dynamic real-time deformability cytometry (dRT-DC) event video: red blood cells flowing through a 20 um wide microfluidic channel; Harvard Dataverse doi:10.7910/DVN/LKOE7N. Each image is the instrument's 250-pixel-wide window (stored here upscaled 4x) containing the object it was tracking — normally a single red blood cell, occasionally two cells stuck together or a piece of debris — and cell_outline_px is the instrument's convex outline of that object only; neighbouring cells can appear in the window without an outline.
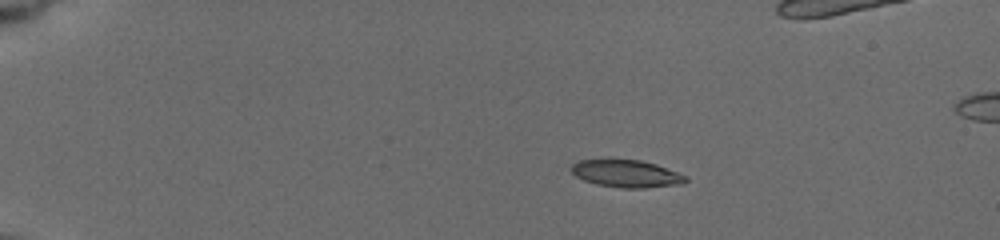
{"species": "common noctule bat (a hibernating species)", "species_latin": "Nyctalus noctula", "temperature_condition": "cold", "stored_images_in_passage": 49, "camera_frame_rate_fps": 3000, "um_per_image_px": 0.085, "animal": {"sex": "female", "body_mass_g": 19.5, "forearm_length_mm": 54.1}, "frame": {"image": 1, "passage_image": 1, "time_ms": 0.0, "image_size_px": [1000, 240], "cell_outline_px": [[688, 180], [676, 184], [644, 188], [620, 188], [596, 184], [584, 180], [576, 176], [572, 172], [572, 164], [580, 160], [608, 156], [640, 160], [656, 164], [688, 176]], "centroid_in_image_um": [53.18, 14.7], "position_along_channel_um": 31.8, "area_um2": 18.84}}
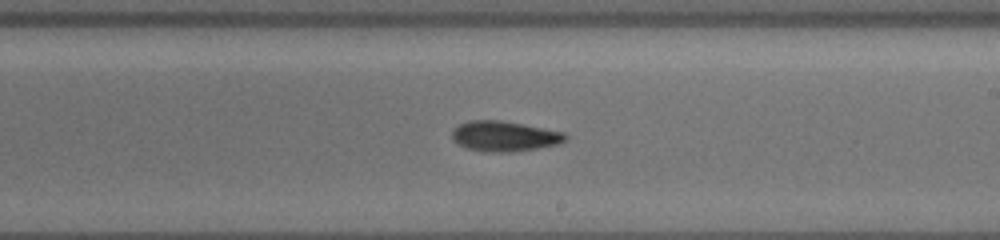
{"frame": {"image": 2, "passage_image": 29, "time_ms": 8.0, "image_size_px": [1000, 240], "cell_outline_px": [[568, 136], [564, 140], [556, 144], [536, 148], [512, 152], [488, 152], [468, 148], [452, 140], [452, 132], [460, 124], [472, 120], [500, 120], [524, 124], [564, 132]], "centroid_in_image_um": [42.87, 11.57], "position_along_channel_um": 246.1, "area_um2": 19.71}}
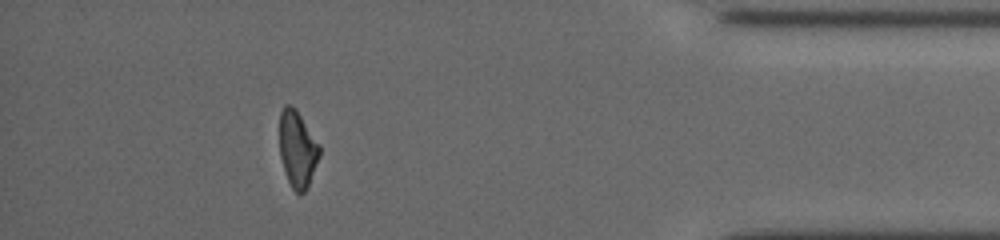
{"frame": {"image": 3, "passage_image": 45, "time_ms": 13.333, "image_size_px": [1000, 240], "cell_outline_px": [[320, 156], [308, 184], [304, 192], [300, 196], [292, 188], [288, 180], [280, 156], [280, 112], [284, 104], [288, 104], [296, 108], [320, 144]], "centroid_in_image_um": [25.29, 12.64], "position_along_channel_um": 409.9, "area_um2": 17.8}}